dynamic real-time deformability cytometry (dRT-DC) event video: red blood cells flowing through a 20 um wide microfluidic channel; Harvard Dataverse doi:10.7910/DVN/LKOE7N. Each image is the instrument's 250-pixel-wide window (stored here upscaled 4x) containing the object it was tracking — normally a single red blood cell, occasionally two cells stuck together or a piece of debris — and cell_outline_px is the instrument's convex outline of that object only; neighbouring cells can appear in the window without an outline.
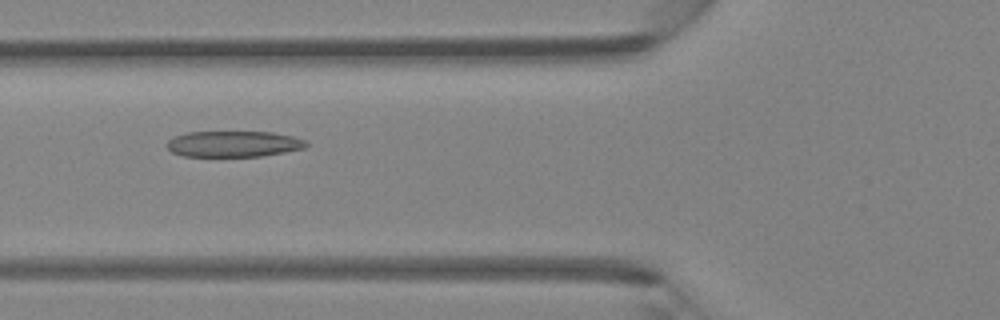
{"species": "Egyptian fruit bat (a non-hibernating species)", "species_latin": "Rousettus aegyptiacus", "temperature_condition": "room temperature", "stored_images_in_passage": 42, "camera_frame_rate_fps": 3000, "um_per_image_px": 0.085, "animal": {"sex": "female"}, "frame": {"image": 1, "passage_image": 14, "time_ms": 4.333, "image_size_px": [1000, 320], "cell_outline_px": [[308, 144], [304, 148], [284, 152], [260, 156], [184, 156], [172, 152], [164, 144], [168, 140], [176, 136], [188, 132], [272, 132], [292, 136], [308, 140]], "centroid_in_image_um": [19.86, 12.23], "position_along_channel_um": 105.9, "area_um2": 21.04}}
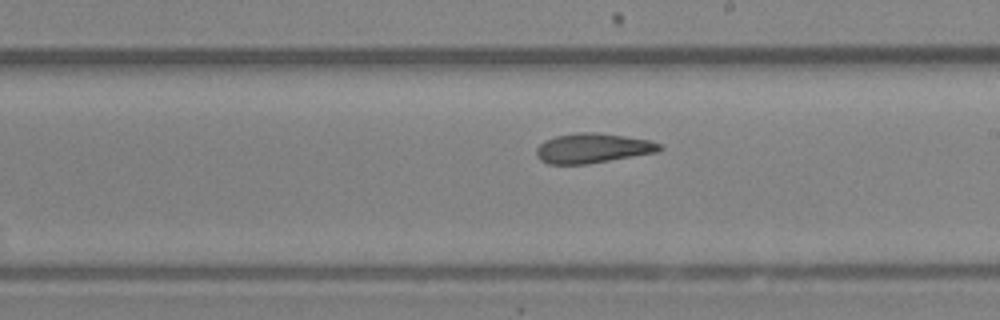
{"frame": {"image": 2, "passage_image": 23, "time_ms": 7.333, "image_size_px": [1000, 320], "cell_outline_px": [[664, 148], [660, 152], [588, 164], [548, 164], [540, 160], [536, 156], [536, 148], [544, 140], [556, 136], [576, 132], [596, 132], [624, 136], [648, 140], [660, 144]], "centroid_in_image_um": [50.38, 12.6], "position_along_channel_um": 238.6, "area_um2": 21.56}}
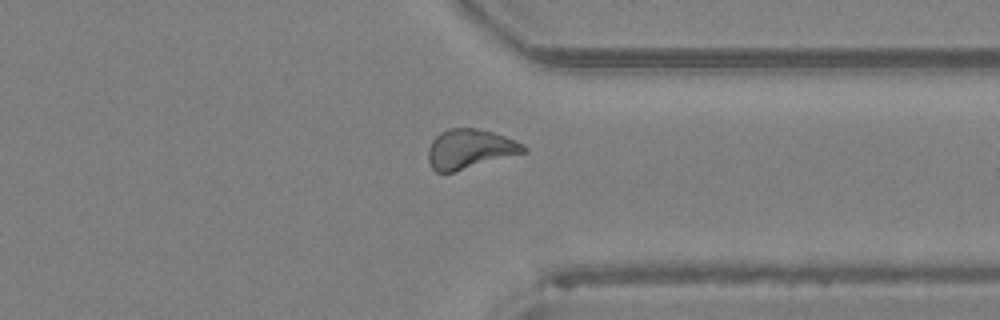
{"frame": {"image": 3, "passage_image": 32, "time_ms": 10.333, "image_size_px": [1000, 320], "cell_outline_px": [[528, 152], [452, 172], [436, 172], [432, 168], [428, 160], [428, 148], [432, 140], [440, 132], [448, 128], [476, 128], [492, 132], [516, 140], [524, 144], [528, 148]], "centroid_in_image_um": [39.95, 12.66], "position_along_channel_um": 371.4, "area_um2": 22.02}}